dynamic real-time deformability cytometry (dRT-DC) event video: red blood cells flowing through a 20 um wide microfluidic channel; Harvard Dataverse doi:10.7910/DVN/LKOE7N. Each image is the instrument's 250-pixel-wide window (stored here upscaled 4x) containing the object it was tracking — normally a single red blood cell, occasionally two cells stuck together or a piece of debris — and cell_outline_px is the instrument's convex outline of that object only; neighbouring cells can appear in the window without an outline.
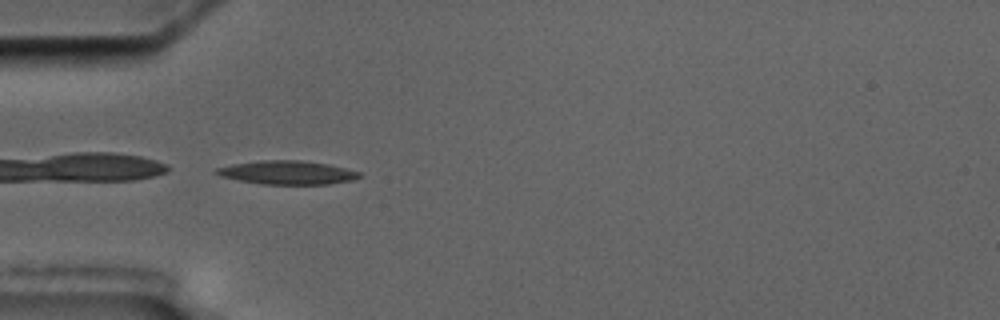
{"species": "common noctule bat (a hibernating species)", "species_latin": "Nyctalus noctula", "temperature_condition": "cold", "stored_images_in_passage": 6, "camera_frame_rate_fps": 3000, "um_per_image_px": 0.085, "animal": {"sex": "male", "body_mass_g": 17.5, "forearm_length_mm": 52.3}, "frame": {"image": 1, "passage_image": 6, "time_ms": 5.667, "image_size_px": [1000, 320], "cell_outline_px": [[360, 176], [352, 180], [328, 184], [260, 184], [220, 176], [212, 172], [216, 168], [232, 164], [260, 160], [300, 160], [328, 164], [360, 172]], "centroid_in_image_um": [24.37, 14.66], "position_along_channel_um": 60.6, "area_um2": 19.59}}